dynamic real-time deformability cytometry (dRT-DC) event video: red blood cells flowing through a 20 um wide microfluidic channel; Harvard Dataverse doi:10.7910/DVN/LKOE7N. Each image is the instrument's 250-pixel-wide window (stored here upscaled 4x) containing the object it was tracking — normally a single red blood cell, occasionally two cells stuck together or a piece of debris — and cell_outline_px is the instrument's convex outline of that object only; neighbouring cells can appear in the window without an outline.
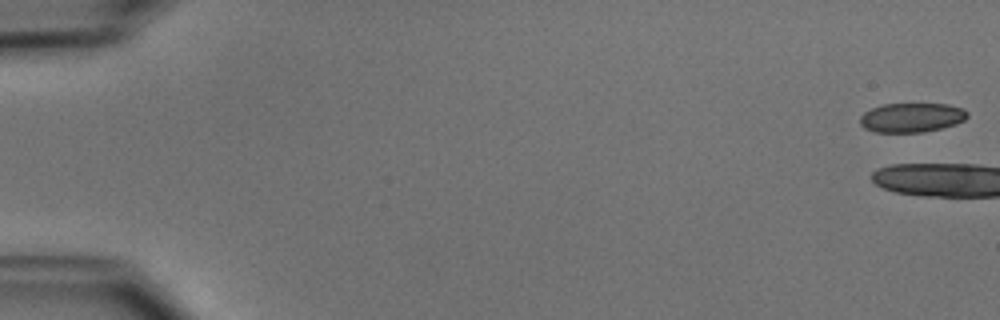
{"species": "common noctule bat (a hibernating species)", "species_latin": "Nyctalus noctula", "temperature_condition": "cold", "stored_images_in_passage": 4, "camera_frame_rate_fps": 3000, "um_per_image_px": 0.085, "animal": {"sex": "male", "body_mass_g": 15.6}, "frame": {"image": 1, "passage_image": 1, "time_ms": 0.0, "image_size_px": [1000, 320], "cell_outline_px": [[968, 116], [964, 120], [956, 124], [924, 132], [876, 132], [864, 128], [860, 124], [860, 116], [864, 112], [872, 108], [884, 104], [948, 104], [964, 108], [968, 112]], "centroid_in_image_um": [77.5, 9.99], "position_along_channel_um": 7.5, "area_um2": 18.38}}